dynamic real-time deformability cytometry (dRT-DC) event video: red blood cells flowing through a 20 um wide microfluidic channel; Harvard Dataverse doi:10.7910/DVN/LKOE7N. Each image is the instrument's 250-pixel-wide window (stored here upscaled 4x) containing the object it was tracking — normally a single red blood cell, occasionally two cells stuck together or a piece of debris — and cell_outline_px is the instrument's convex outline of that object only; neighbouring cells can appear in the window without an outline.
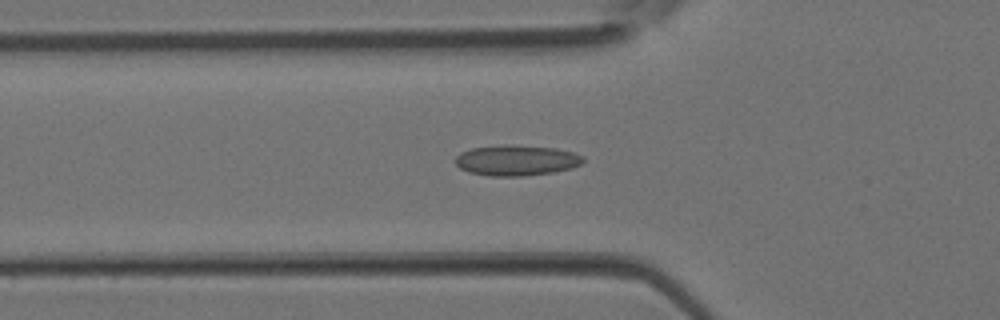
{"species": "Egyptian fruit bat (a non-hibernating species)", "species_latin": "Rousettus aegyptiacus", "temperature_condition": "room temperature", "stored_images_in_passage": 31, "camera_frame_rate_fps": 3000, "um_per_image_px": 0.085, "animal": {"sex": "female"}, "frame": {"image": 1, "passage_image": 11, "time_ms": 3.333, "image_size_px": [1000, 320], "cell_outline_px": [[584, 160], [580, 164], [572, 168], [552, 172], [524, 176], [492, 176], [468, 172], [460, 168], [456, 164], [456, 156], [460, 152], [472, 148], [508, 144], [556, 148], [572, 152], [584, 156]], "centroid_in_image_um": [43.89, 13.62], "position_along_channel_um": 81.9, "area_um2": 22.77}}
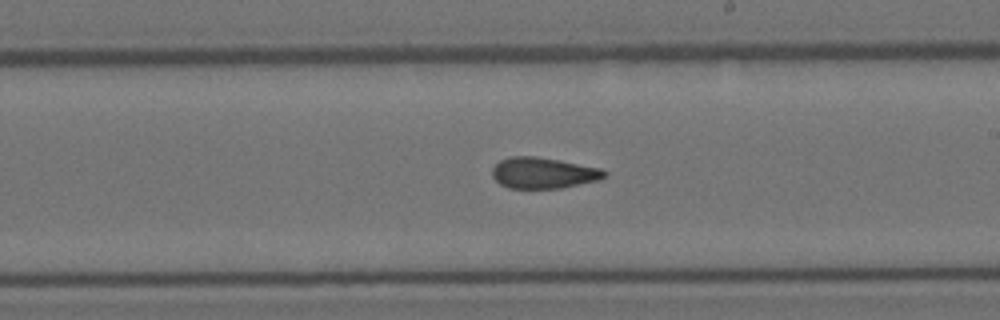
{"frame": {"image": 2, "passage_image": 20, "time_ms": 6.333, "image_size_px": [1000, 320], "cell_outline_px": [[608, 172], [600, 180], [560, 188], [508, 188], [500, 184], [492, 176], [492, 168], [500, 160], [512, 156], [536, 156], [560, 160], [600, 168]], "centroid_in_image_um": [46.17, 14.7], "position_along_channel_um": 242.8, "area_um2": 20.29}}
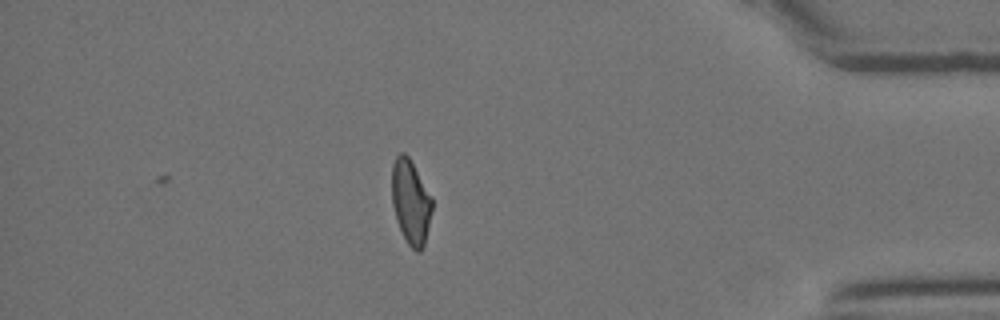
{"frame": {"image": 3, "passage_image": 31, "time_ms": 10.0, "image_size_px": [1000, 320], "cell_outline_px": [[432, 208], [424, 244], [420, 252], [416, 252], [408, 244], [396, 220], [392, 204], [392, 164], [396, 156], [400, 152], [404, 152], [408, 156], [432, 196]], "centroid_in_image_um": [34.9, 17.14], "position_along_channel_um": 400.3, "area_um2": 19.65}}